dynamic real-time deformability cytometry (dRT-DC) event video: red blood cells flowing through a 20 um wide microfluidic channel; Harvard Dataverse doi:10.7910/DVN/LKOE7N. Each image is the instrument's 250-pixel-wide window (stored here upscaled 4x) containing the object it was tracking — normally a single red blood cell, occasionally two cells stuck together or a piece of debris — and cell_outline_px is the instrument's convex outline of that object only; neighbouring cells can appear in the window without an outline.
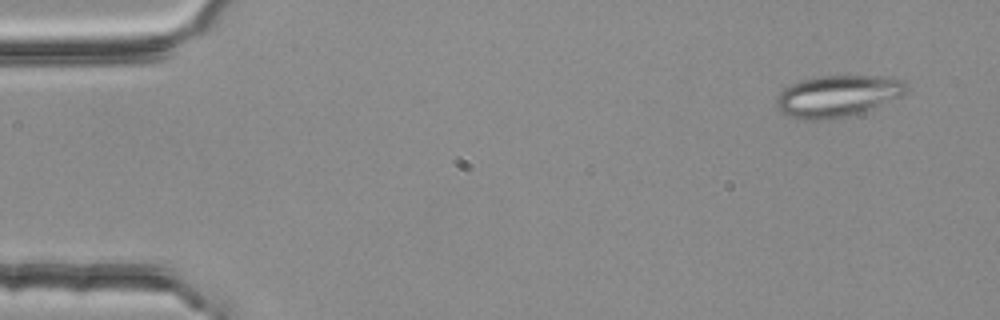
{"species": "common noctule bat (a hibernating species)", "species_latin": "Nyctalus noctula", "temperature_condition": "room temperature", "stored_images_in_passage": 4, "camera_frame_rate_fps": 3000, "um_per_image_px": 0.085, "animal": {"sex": "female", "body_mass_g": 25.1}, "frame": {"image": 1, "passage_image": 1, "time_ms": 0.0, "image_size_px": [1000, 320], "cell_outline_px": [[908, 88], [900, 96], [860, 112], [848, 116], [820, 120], [800, 120], [788, 116], [780, 112], [776, 108], [776, 96], [784, 88], [800, 80], [820, 76], [896, 76], [908, 80]], "centroid_in_image_um": [71.18, 8.14], "position_along_channel_um": 13.8, "area_um2": 31.67}}